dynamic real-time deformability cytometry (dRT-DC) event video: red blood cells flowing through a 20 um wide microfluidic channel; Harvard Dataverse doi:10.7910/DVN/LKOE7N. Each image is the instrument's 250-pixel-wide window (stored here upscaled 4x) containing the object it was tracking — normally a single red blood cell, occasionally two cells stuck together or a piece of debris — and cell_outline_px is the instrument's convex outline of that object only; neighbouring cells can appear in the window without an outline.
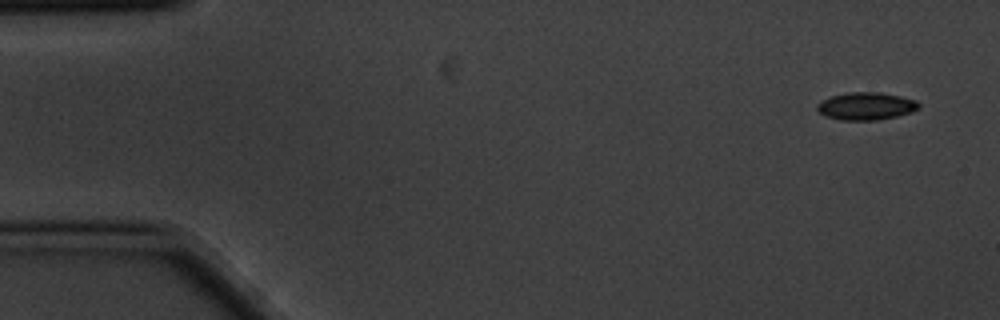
{"species": "common noctule bat (a hibernating species)", "species_latin": "Nyctalus noctula", "temperature_condition": "cold", "stored_images_in_passage": 6, "camera_frame_rate_fps": 3000, "um_per_image_px": 0.085, "animal": {"sex": "male", "body_mass_g": 20.1, "forearm_length_mm": 53.5}, "frame": {"image": 1, "passage_image": 1, "time_ms": 0.0, "image_size_px": [1000, 320], "cell_outline_px": [[920, 108], [912, 112], [896, 116], [876, 120], [840, 120], [824, 116], [816, 108], [816, 104], [820, 100], [832, 96], [848, 92], [880, 92], [900, 96], [916, 100], [920, 104]], "centroid_in_image_um": [73.6, 9.02], "position_along_channel_um": 11.4, "area_um2": 16.47}}
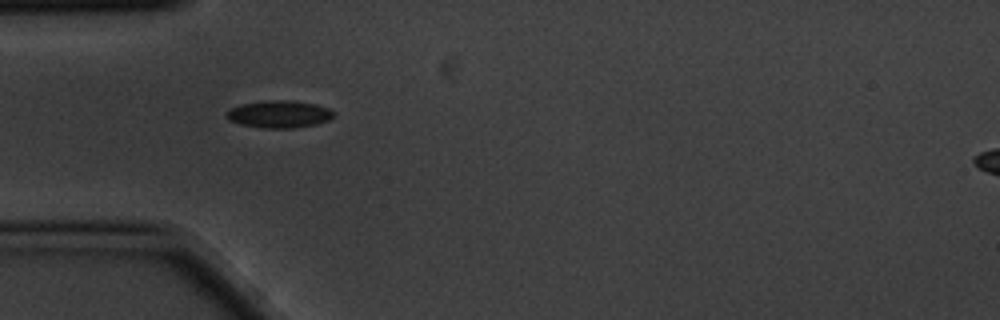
{"frame": {"image": 2, "passage_image": 5, "time_ms": 1.333, "image_size_px": [1000, 320], "cell_outline_px": [[336, 112], [328, 120], [316, 124], [292, 128], [264, 128], [240, 124], [228, 120], [224, 116], [224, 112], [240, 104], [264, 100], [292, 100], [316, 104], [328, 108]], "centroid_in_image_um": [23.69, 9.69], "position_along_channel_um": 61.3, "area_um2": 17.22}}